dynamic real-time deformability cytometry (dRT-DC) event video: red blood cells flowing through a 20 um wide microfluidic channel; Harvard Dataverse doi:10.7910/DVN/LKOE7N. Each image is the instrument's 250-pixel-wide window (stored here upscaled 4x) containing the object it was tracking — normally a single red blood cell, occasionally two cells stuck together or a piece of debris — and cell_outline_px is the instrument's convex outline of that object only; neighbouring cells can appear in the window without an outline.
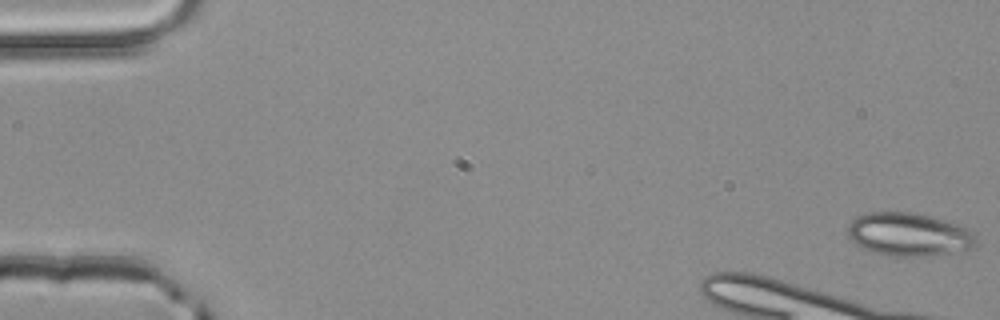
{"species": "common noctule bat (a hibernating species)", "species_latin": "Nyctalus noctula", "temperature_condition": "room temperature", "stored_images_in_passage": 11, "camera_frame_rate_fps": 3000, "um_per_image_px": 0.085, "animal": {"sex": "male", "body_mass_g": 20.4}, "frame": {"image": 1, "passage_image": 1, "time_ms": 0.0, "image_size_px": [1000, 320], "cell_outline_px": [[976, 244], [968, 248], [928, 256], [896, 256], [872, 252], [856, 244], [848, 236], [848, 224], [856, 216], [868, 212], [916, 212], [944, 220], [968, 228], [976, 236]], "centroid_in_image_um": [77.21, 19.9], "position_along_channel_um": 7.8, "area_um2": 32.08}}